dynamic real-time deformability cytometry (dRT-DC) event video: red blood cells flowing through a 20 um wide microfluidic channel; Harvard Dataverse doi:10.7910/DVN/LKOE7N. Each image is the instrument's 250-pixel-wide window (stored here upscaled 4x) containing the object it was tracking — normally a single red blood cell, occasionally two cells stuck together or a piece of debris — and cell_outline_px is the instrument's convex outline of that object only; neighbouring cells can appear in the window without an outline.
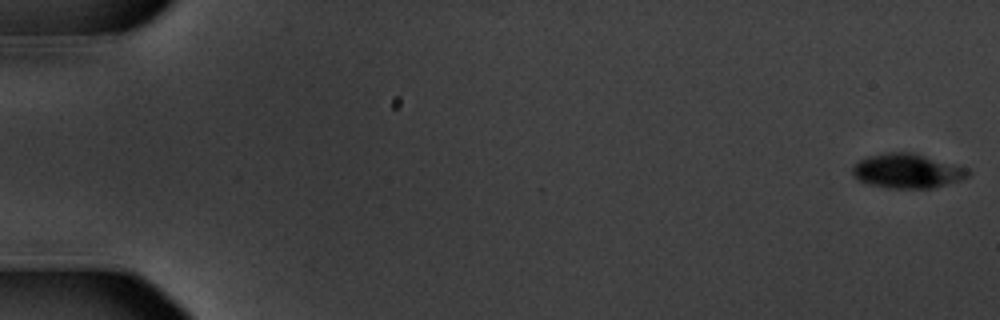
{"species": "common noctule bat (a hibernating species)", "species_latin": "Nyctalus noctula", "temperature_condition": "warm", "stored_images_in_passage": 58, "camera_frame_rate_fps": 3000, "um_per_image_px": 0.085, "animal": {"sex": "male", "body_mass_g": 20.1, "forearm_length_mm": 53.5}, "frame": {"image": 1, "passage_image": 1, "time_ms": 0.0, "image_size_px": [1000, 320], "cell_outline_px": [[972, 172], [968, 176], [960, 180], [932, 188], [888, 188], [872, 184], [860, 180], [852, 172], [852, 164], [868, 156], [884, 152], [912, 152], [956, 164], [968, 168]], "centroid_in_image_um": [77.14, 14.51], "position_along_channel_um": 7.9, "area_um2": 23.18}}
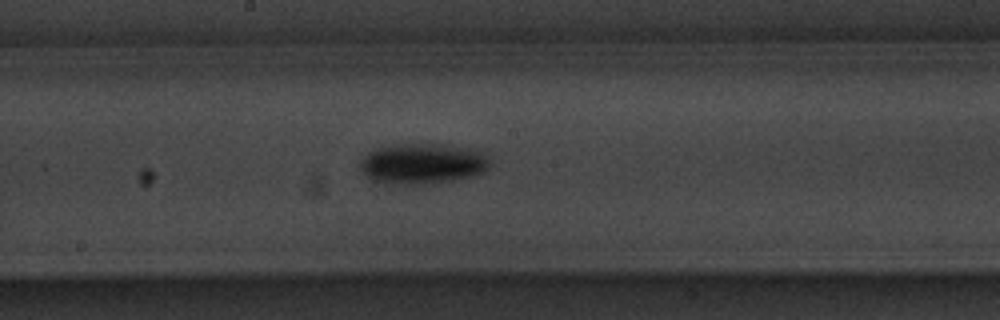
{"frame": {"image": 2, "passage_image": 32, "time_ms": 10.333, "image_size_px": [1000, 320], "cell_outline_px": [[492, 164], [484, 172], [472, 176], [452, 180], [412, 184], [408, 184], [376, 180], [368, 176], [360, 168], [360, 160], [368, 152], [380, 148], [396, 144], [440, 144], [476, 152], [484, 156]], "centroid_in_image_um": [35.89, 13.9], "position_along_channel_um": 212.3, "area_um2": 29.42}}
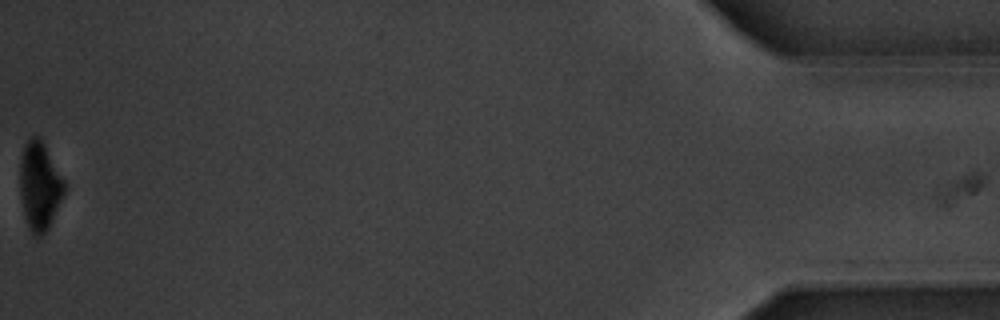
{"frame": {"image": 3, "passage_image": 58, "time_ms": 19.0, "image_size_px": [1000, 320], "cell_outline_px": [[64, 192], [48, 228], [40, 236], [32, 236], [28, 228], [24, 216], [20, 188], [20, 164], [24, 148], [28, 140], [32, 136], [40, 136], [64, 180]], "centroid_in_image_um": [3.35, 15.81], "position_along_channel_um": 431.8, "area_um2": 22.37}, "authors_computed_cell_mechanics": {"area_um2": 25.143, "velocity_mm_per_s": 3.5776, "shape_relaxation_time_tau1_ms": 1.6239, "shape_relaxation_time_tau2_ms": null, "deformation_change_tau1": 0.1345, "deformation_change_tau2": null}}